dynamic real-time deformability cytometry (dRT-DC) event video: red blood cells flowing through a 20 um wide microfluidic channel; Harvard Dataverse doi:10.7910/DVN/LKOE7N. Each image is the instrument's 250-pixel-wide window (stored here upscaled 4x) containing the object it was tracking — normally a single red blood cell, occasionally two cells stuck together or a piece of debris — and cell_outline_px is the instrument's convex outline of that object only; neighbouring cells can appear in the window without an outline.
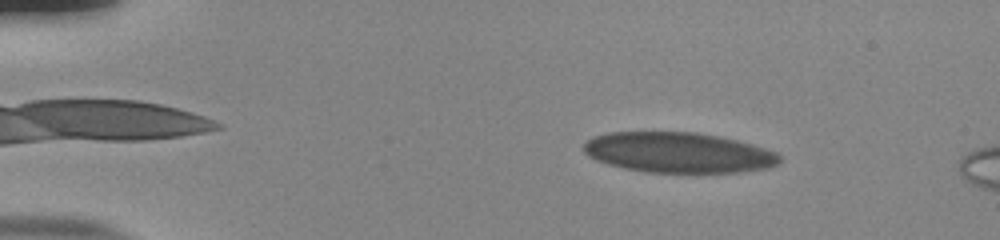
{"species": "human", "species_latin": "Homo sapiens", "temperature_condition": "room temperature", "stored_images_in_passage": 17, "camera_frame_rate_fps": 3000, "um_per_image_px": 0.085, "donor": {"sex": "male"}, "frame": {"image": 1, "passage_image": 8, "time_ms": 2.333, "image_size_px": [1000, 240], "cell_outline_px": [[780, 160], [776, 164], [764, 168], [736, 172], [648, 172], [624, 168], [608, 164], [588, 156], [584, 152], [584, 144], [588, 140], [596, 136], [612, 132], [696, 132], [736, 140], [776, 152], [780, 156]], "centroid_in_image_um": [57.63, 12.96], "position_along_channel_um": 27.4, "area_um2": 45.43}}